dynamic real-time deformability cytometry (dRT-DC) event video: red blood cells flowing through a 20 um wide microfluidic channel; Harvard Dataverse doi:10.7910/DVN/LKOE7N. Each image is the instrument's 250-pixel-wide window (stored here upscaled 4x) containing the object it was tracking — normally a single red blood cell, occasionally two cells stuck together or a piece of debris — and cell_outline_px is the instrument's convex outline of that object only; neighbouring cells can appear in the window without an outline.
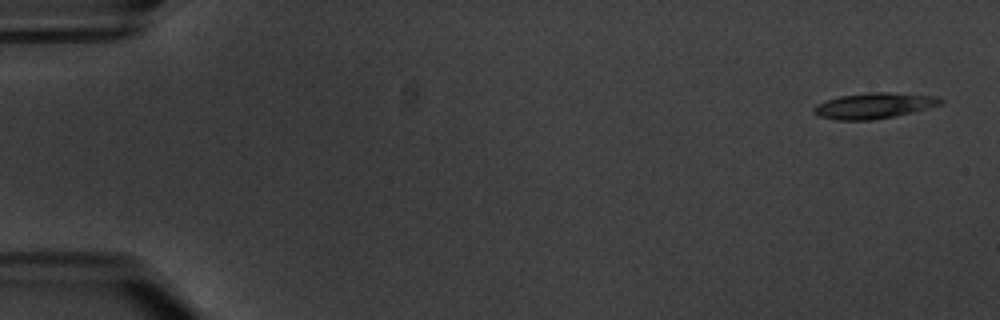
{"species": "common noctule bat (a hibernating species)", "species_latin": "Nyctalus noctula", "temperature_condition": "warm", "stored_images_in_passage": 9, "camera_frame_rate_fps": 3000, "um_per_image_px": 0.085, "animal": {"sex": "male", "body_mass_g": 20.1, "forearm_length_mm": 53.5}, "frame": {"image": 1, "passage_image": 1, "time_ms": 0.0, "image_size_px": [1000, 320], "cell_outline_px": [[944, 100], [940, 104], [912, 112], [896, 116], [872, 120], [836, 120], [820, 116], [812, 112], [812, 108], [816, 104], [840, 96], [868, 92], [888, 92], [936, 96]], "centroid_in_image_um": [74.26, 8.98], "position_along_channel_um": 10.7, "area_um2": 18.9}}
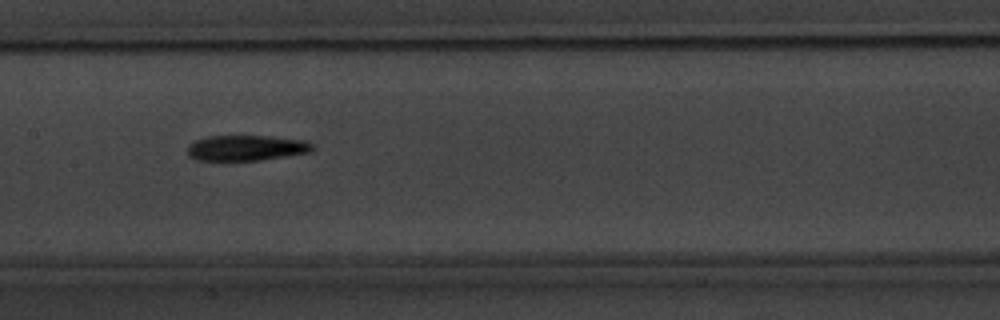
{"frame": {"image": 2, "passage_image": 8, "time_ms": 9.333, "image_size_px": [1000, 320], "cell_outline_px": [[316, 148], [312, 152], [260, 160], [196, 160], [188, 156], [188, 144], [196, 140], [208, 136], [272, 136], [308, 140], [316, 144]], "centroid_in_image_um": [21.02, 12.56], "position_along_channel_um": 186.4, "area_um2": 18.9}}